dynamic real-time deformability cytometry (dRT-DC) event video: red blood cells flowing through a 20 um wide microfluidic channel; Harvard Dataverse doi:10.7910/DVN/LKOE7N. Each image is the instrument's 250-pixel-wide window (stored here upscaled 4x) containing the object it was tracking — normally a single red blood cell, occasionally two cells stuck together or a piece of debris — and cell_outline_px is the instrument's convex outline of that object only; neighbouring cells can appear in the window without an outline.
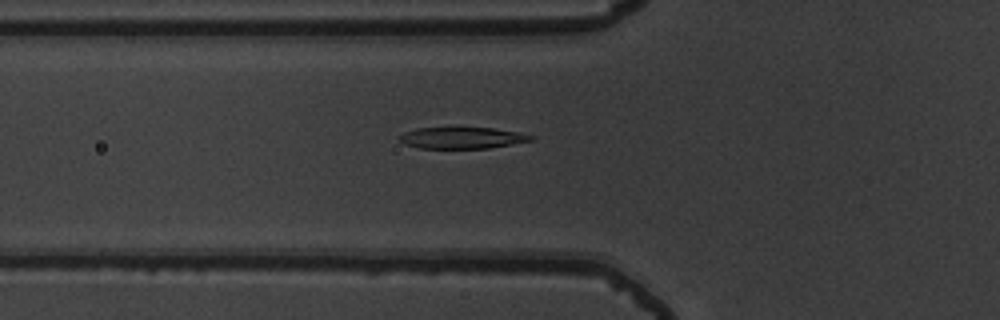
{"species": "common noctule bat (a hibernating species)", "species_latin": "Nyctalus noctula", "temperature_condition": "warm", "stored_images_in_passage": 50, "camera_frame_rate_fps": 3000, "um_per_image_px": 0.085, "animal": {"sex": "male", "body_mass_g": 19.5, "forearm_length_mm": 54.6}, "frame": {"image": 1, "passage_image": 16, "time_ms": 5.0, "image_size_px": [1000, 320], "cell_outline_px": [[536, 140], [488, 148], [420, 148], [404, 144], [400, 140], [400, 136], [404, 132], [416, 128], [492, 128], [520, 132], [536, 136]], "centroid_in_image_um": [39.34, 11.72], "position_along_channel_um": 86.5, "area_um2": 16.42}}
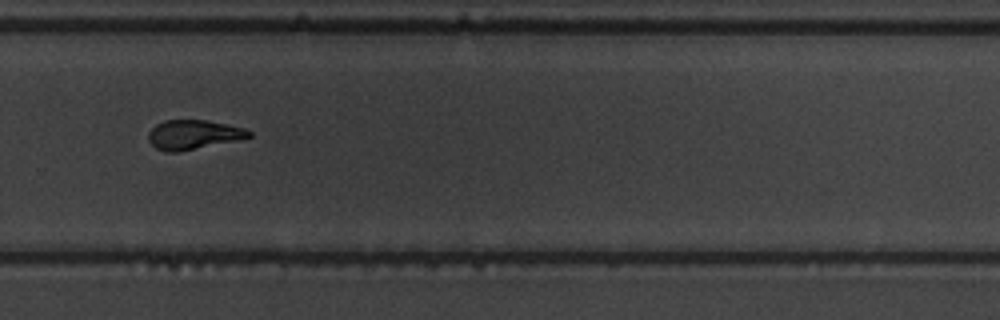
{"frame": {"image": 2, "passage_image": 34, "time_ms": 11.0, "image_size_px": [1000, 320], "cell_outline_px": [[252, 136], [236, 140], [180, 152], [168, 152], [156, 148], [148, 140], [148, 132], [156, 124], [164, 120], [204, 120], [244, 128], [252, 132]], "centroid_in_image_um": [16.4, 11.45], "position_along_channel_um": 313.4, "area_um2": 17.05}}
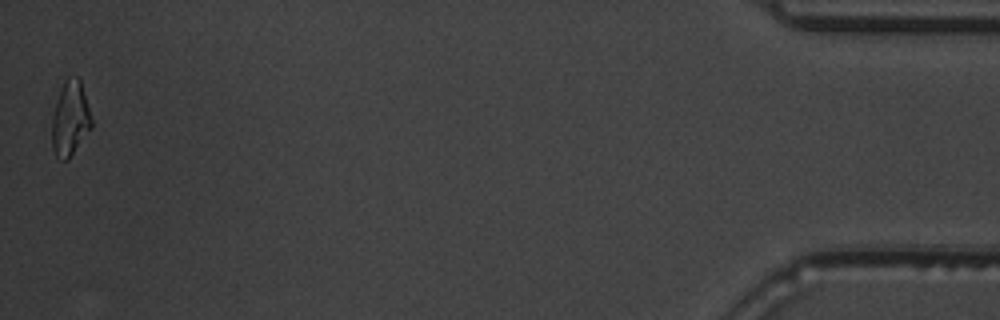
{"frame": {"image": 3, "passage_image": 50, "time_ms": 16.333, "image_size_px": [1000, 320], "cell_outline_px": [[92, 128], [68, 160], [60, 160], [56, 156], [52, 148], [52, 116], [60, 88], [64, 80], [68, 76], [76, 76], [80, 80], [92, 120]], "centroid_in_image_um": [5.96, 10.1], "position_along_channel_um": 429.2, "area_um2": 17.28}, "authors_computed_cell_mechanics": {"area_um2": 17.5423, "velocity_mm_per_s": 3.7816, "shape_relaxation_time_tau1_ms": 3.8864, "shape_relaxation_time_tau2_ms": 1.9377, "deformation_change_tau1": 0.2099, "deformation_change_tau2": 0.1038}}